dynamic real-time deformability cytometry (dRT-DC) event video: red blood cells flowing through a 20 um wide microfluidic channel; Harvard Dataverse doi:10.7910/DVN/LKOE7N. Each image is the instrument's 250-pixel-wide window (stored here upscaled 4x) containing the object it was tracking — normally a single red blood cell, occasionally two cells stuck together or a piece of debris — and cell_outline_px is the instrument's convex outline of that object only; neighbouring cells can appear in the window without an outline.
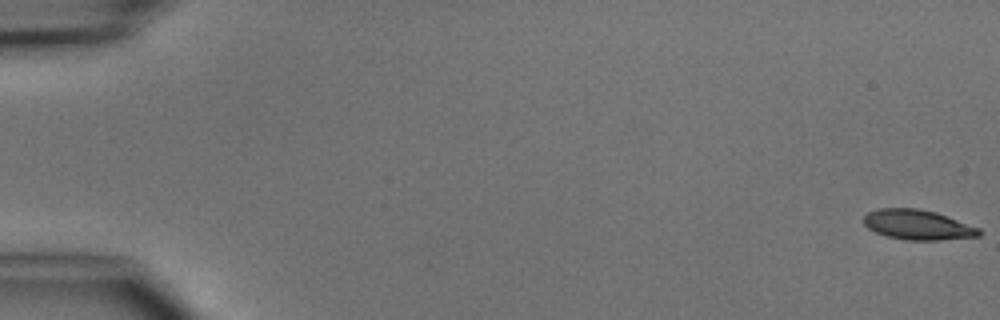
{"species": "common noctule bat (a hibernating species)", "species_latin": "Nyctalus noctula", "temperature_condition": "cold", "stored_images_in_passage": 3, "camera_frame_rate_fps": 3000, "um_per_image_px": 0.085, "animal": {"sex": "male", "body_mass_g": 15.6}, "frame": {"image": 1, "passage_image": 1, "time_ms": 0.0, "image_size_px": [1000, 320], "cell_outline_px": [[984, 232], [980, 236], [940, 240], [904, 240], [888, 236], [876, 232], [868, 228], [864, 224], [864, 216], [868, 212], [880, 208], [916, 208], [936, 212], [980, 228]], "centroid_in_image_um": [78.04, 19.11], "position_along_channel_um": 7.0, "area_um2": 20.17}}